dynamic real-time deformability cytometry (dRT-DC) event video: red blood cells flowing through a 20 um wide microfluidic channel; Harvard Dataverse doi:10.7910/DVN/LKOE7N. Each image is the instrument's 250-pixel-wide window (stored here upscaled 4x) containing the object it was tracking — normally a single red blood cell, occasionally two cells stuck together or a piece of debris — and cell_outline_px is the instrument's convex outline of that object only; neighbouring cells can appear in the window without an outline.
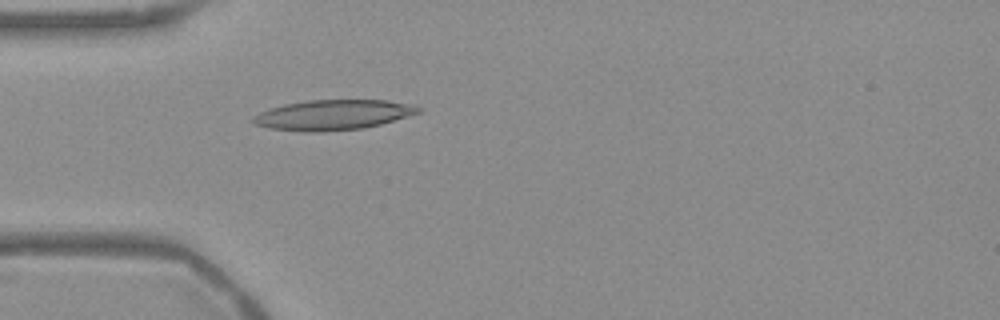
{"species": "Egyptian fruit bat (a non-hibernating species)", "species_latin": "Rousettus aegyptiacus", "temperature_condition": "warm", "stored_images_in_passage": 40, "camera_frame_rate_fps": 3000, "um_per_image_px": 0.085, "frame": {"image": 1, "passage_image": 2, "time_ms": 0.333, "image_size_px": [1000, 320], "cell_outline_px": [[424, 112], [380, 124], [364, 128], [320, 132], [304, 132], [268, 128], [256, 124], [252, 120], [252, 116], [260, 112], [284, 104], [308, 100], [388, 100], [412, 104], [420, 108]], "centroid_in_image_um": [28.34, 9.76], "position_along_channel_um": 56.7, "area_um2": 29.13}}
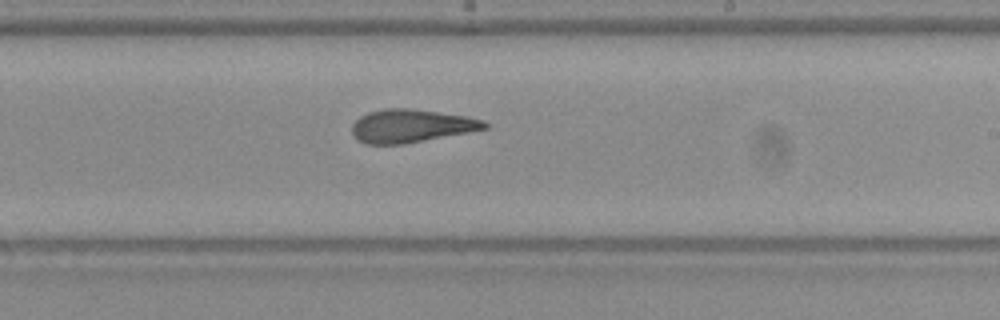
{"frame": {"image": 2, "passage_image": 18, "time_ms": 5.667, "image_size_px": [1000, 320], "cell_outline_px": [[488, 128], [468, 132], [404, 144], [364, 144], [352, 132], [352, 124], [360, 116], [368, 112], [384, 108], [412, 108], [468, 116], [484, 120], [488, 124]], "centroid_in_image_um": [34.96, 10.69], "position_along_channel_um": 254.0, "area_um2": 25.61}}
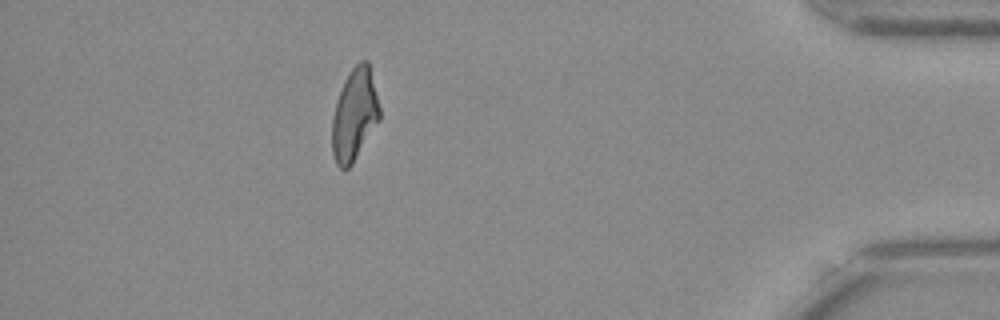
{"frame": {"image": 3, "passage_image": 34, "time_ms": 11.0, "image_size_px": [1000, 320], "cell_outline_px": [[380, 120], [352, 164], [348, 168], [340, 168], [336, 164], [332, 152], [332, 120], [336, 100], [344, 80], [352, 68], [360, 60], [368, 60], [380, 108]], "centroid_in_image_um": [30.13, 9.75], "position_along_channel_um": 405.1, "area_um2": 25.49}, "authors_computed_cell_mechanics": {"area_um2": 25.9811, "velocity_mm_per_s": 3.766, "shape_relaxation_time_tau1_ms": null, "shape_relaxation_time_tau2_ms": 2.7594, "deformation_change_tau1": null, "deformation_change_tau2": 0.1202}}